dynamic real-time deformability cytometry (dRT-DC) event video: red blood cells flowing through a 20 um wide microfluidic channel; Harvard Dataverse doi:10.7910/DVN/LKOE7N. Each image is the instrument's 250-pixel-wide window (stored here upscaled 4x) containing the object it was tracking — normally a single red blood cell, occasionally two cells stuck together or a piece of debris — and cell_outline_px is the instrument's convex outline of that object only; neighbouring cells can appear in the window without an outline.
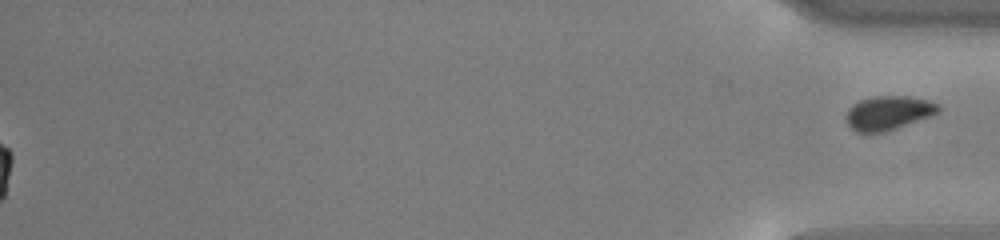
{"species": "common noctule bat (a hibernating species)", "species_latin": "Nyctalus noctula", "temperature_condition": "cold", "stored_images_in_passage": 57, "segment_of_instrument_passage": [2, 2], "camera_frame_rate_fps": 3000, "um_per_image_px": 0.085, "animal": {"sex": "male", "body_mass_g": 13.0, "forearm_length_mm": 53.1}, "frame": {"image": 1, "passage_image": 57, "time_ms": 18.667, "image_size_px": [1000, 240], "cell_outline_px": [[940, 112], [932, 116], [884, 132], [856, 132], [848, 124], [844, 116], [848, 108], [852, 104], [860, 100], [872, 96], [908, 96], [928, 100], [940, 104]], "centroid_in_image_um": [75.51, 9.58], "position_along_channel_um": 359.7, "area_um2": 18.5}}